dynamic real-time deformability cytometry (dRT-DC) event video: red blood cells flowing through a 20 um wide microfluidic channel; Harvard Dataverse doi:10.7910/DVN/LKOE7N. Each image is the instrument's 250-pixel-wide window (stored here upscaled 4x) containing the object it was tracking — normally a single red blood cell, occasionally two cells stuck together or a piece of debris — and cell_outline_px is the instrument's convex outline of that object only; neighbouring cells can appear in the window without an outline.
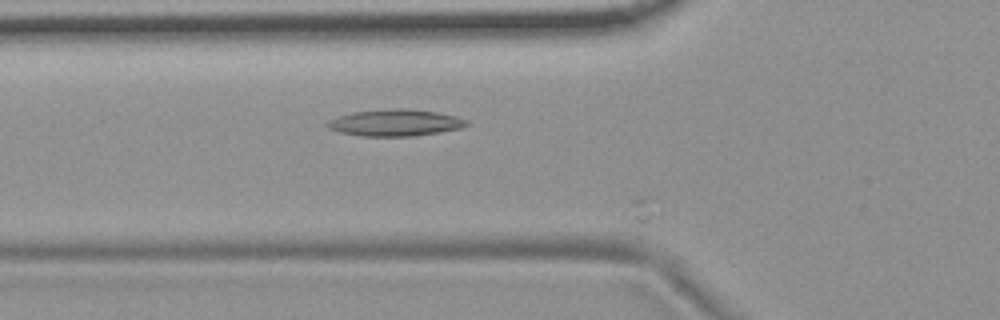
{"species": "common noctule bat (a hibernating species)", "species_latin": "Nyctalus noctula", "temperature_condition": "room temperature", "stored_images_in_passage": 9, "camera_frame_rate_fps": 3000, "um_per_image_px": 0.085, "animal": {"sex": "female", "body_mass_g": 19.9}, "frame": {"image": 1, "passage_image": 8, "time_ms": 2.333, "image_size_px": [1000, 320], "cell_outline_px": [[472, 124], [460, 128], [440, 132], [412, 136], [360, 136], [340, 132], [328, 128], [324, 124], [328, 120], [352, 112], [396, 108], [400, 108], [436, 112], [456, 116], [468, 120]], "centroid_in_image_um": [33.6, 10.44], "position_along_channel_um": 92.2, "area_um2": 21.62}}